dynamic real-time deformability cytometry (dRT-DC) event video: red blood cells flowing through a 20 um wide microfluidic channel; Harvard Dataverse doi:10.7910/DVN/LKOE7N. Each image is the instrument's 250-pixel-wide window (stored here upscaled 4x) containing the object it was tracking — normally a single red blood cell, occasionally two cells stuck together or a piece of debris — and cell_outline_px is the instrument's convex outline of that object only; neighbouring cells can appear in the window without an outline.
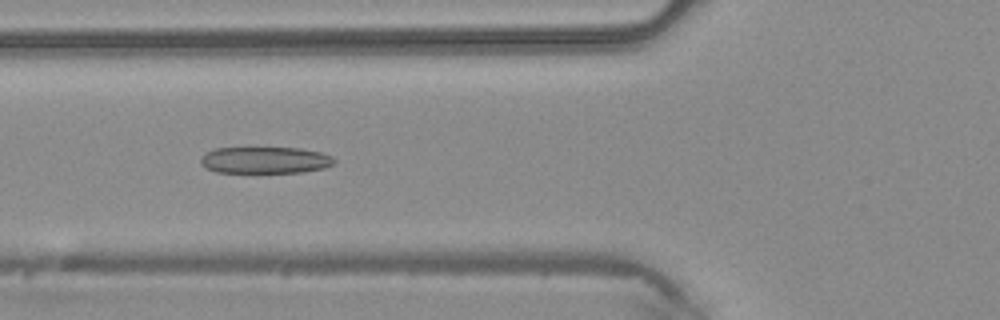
{"species": "common noctule bat (a hibernating species)", "species_latin": "Nyctalus noctula", "temperature_condition": "warm", "stored_images_in_passage": 41, "camera_frame_rate_fps": 3000, "um_per_image_px": 0.085, "animal": {"sex": "male", "body_mass_g": 20.4}, "frame": {"image": 1, "passage_image": 12, "time_ms": 3.667, "image_size_px": [1000, 320], "cell_outline_px": [[336, 160], [332, 164], [324, 168], [300, 172], [216, 172], [200, 164], [200, 160], [208, 152], [216, 148], [300, 148], [324, 152], [332, 156]], "centroid_in_image_um": [22.58, 13.6], "position_along_channel_um": 103.2, "area_um2": 20.58}}
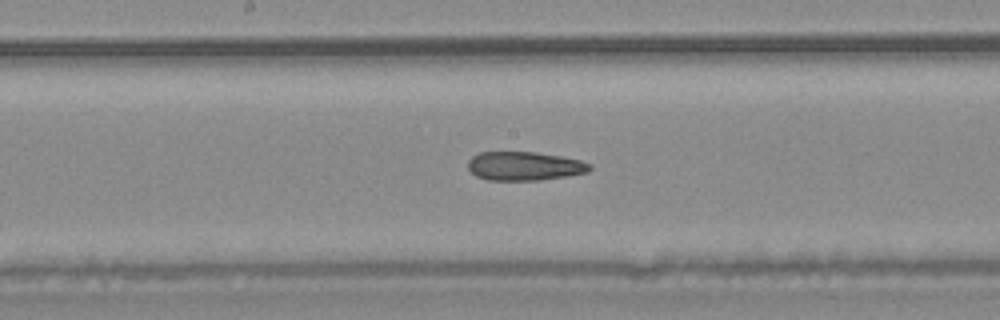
{"frame": {"image": 2, "passage_image": 19, "time_ms": 6.0, "image_size_px": [1000, 320], "cell_outline_px": [[592, 168], [588, 172], [568, 176], [540, 180], [488, 180], [476, 176], [468, 168], [468, 160], [472, 156], [480, 152], [536, 152], [560, 156], [580, 160], [592, 164]], "centroid_in_image_um": [44.59, 14.11], "position_along_channel_um": 203.6, "area_um2": 20.52}}
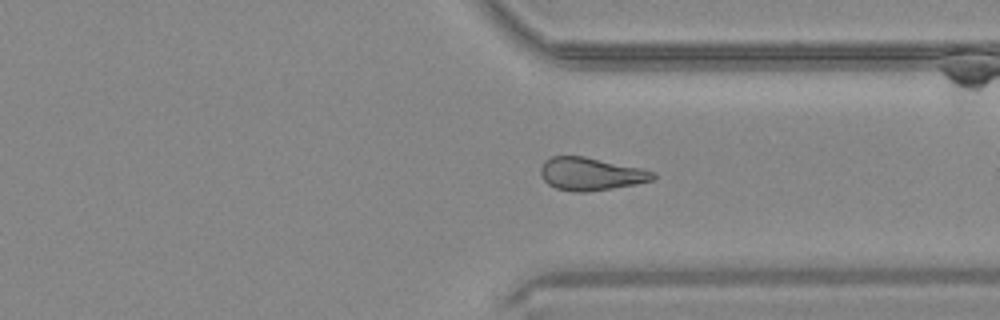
{"frame": {"image": 3, "passage_image": 30, "time_ms": 9.667, "image_size_px": [1000, 320], "cell_outline_px": [[656, 176], [652, 180], [636, 184], [612, 188], [584, 192], [576, 192], [556, 188], [548, 184], [544, 180], [540, 172], [540, 168], [544, 160], [552, 156], [584, 156], [640, 168], [656, 172]], "centroid_in_image_um": [50.2, 14.78], "position_along_channel_um": 361.2, "area_um2": 21.39}}